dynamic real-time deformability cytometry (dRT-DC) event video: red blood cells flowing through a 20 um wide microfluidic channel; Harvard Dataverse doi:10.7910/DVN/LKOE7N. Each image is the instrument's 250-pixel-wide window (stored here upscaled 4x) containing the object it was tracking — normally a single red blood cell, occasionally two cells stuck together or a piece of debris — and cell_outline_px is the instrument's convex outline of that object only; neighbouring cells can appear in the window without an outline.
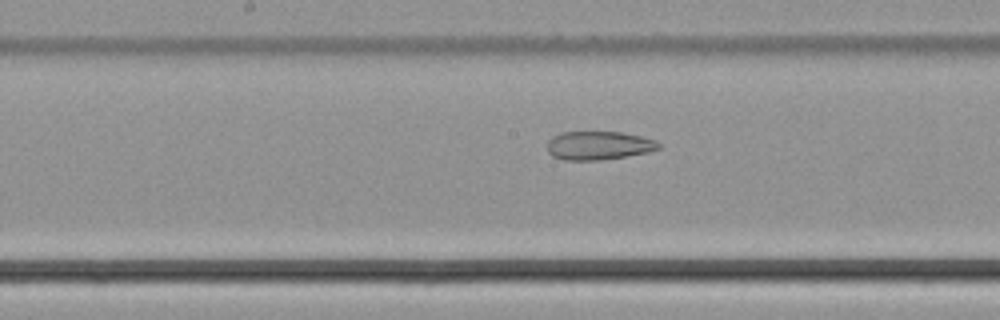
{"species": "common noctule bat (a hibernating species)", "species_latin": "Nyctalus noctula", "temperature_condition": "cold", "stored_images_in_passage": 41, "camera_frame_rate_fps": 3000, "um_per_image_px": 0.085, "animal": {"sex": "male", "body_mass_g": 21.5, "forearm_length_mm": 52.0}, "frame": {"image": 1, "passage_image": 17, "time_ms": 5.333, "image_size_px": [1000, 320], "cell_outline_px": [[660, 148], [648, 152], [628, 156], [596, 160], [564, 160], [552, 156], [548, 152], [548, 140], [552, 136], [560, 132], [624, 132], [656, 140], [660, 144]], "centroid_in_image_um": [50.88, 12.36], "position_along_channel_um": 197.3, "area_um2": 18.61}}
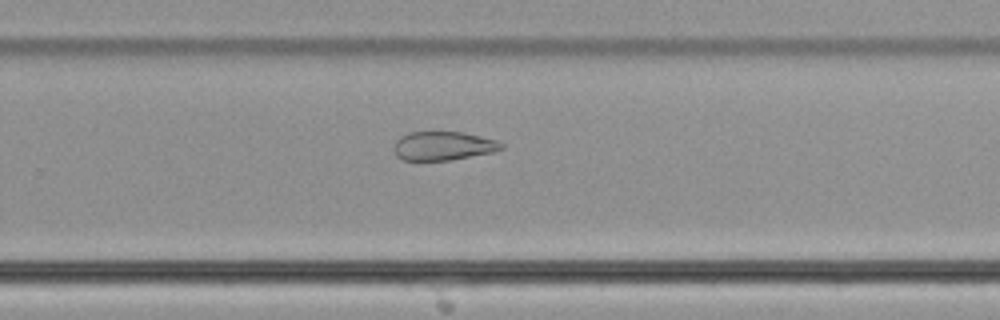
{"frame": {"image": 2, "passage_image": 24, "time_ms": 7.667, "image_size_px": [1000, 320], "cell_outline_px": [[504, 148], [496, 152], [452, 160], [400, 160], [396, 156], [392, 148], [396, 140], [400, 136], [408, 132], [464, 132], [496, 140], [504, 144]], "centroid_in_image_um": [37.67, 12.41], "position_along_channel_um": 292.1, "area_um2": 18.38}}
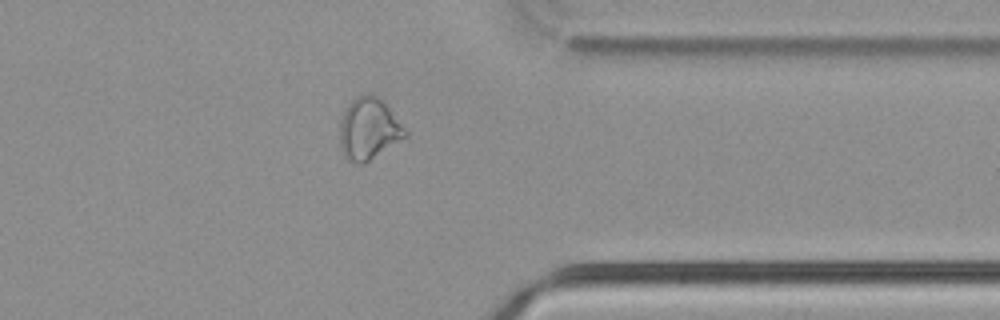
{"frame": {"image": 3, "passage_image": 31, "time_ms": 10.0, "image_size_px": [1000, 320], "cell_outline_px": [[408, 136], [364, 164], [356, 164], [348, 160], [344, 156], [340, 144], [340, 120], [348, 104], [356, 96], [364, 92], [372, 92], [388, 108], [408, 132]], "centroid_in_image_um": [31.32, 10.96], "position_along_channel_um": 380.1, "area_um2": 23.52}}